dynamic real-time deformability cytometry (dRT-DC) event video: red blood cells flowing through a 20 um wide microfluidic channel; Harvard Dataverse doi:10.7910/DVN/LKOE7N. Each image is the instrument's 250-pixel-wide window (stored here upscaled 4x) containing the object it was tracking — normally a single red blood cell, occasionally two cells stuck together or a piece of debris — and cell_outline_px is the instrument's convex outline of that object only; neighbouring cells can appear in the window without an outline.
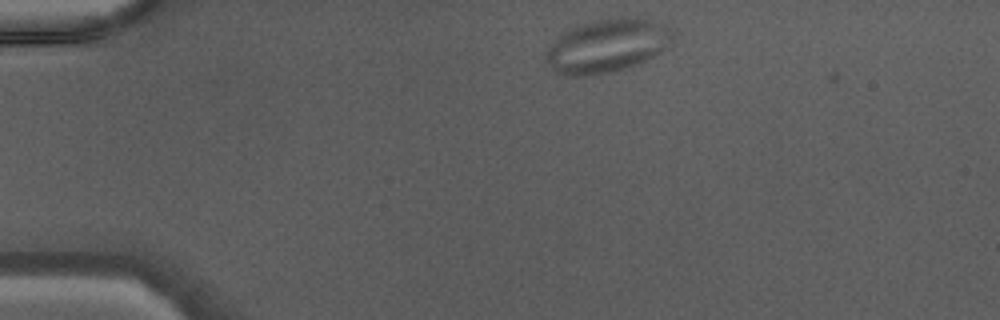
{"species": "Egyptian fruit bat (a non-hibernating species)", "species_latin": "Rousettus aegyptiacus", "temperature_condition": "warm", "stored_images_in_passage": 37, "camera_frame_rate_fps": 3000, "um_per_image_px": 0.085, "animal": {"sex": "male"}, "frame": {"image": 1, "passage_image": 1, "time_ms": 0.0, "image_size_px": [1000, 320], "cell_outline_px": [[676, 32], [672, 44], [668, 48], [636, 64], [612, 72], [580, 76], [568, 76], [556, 72], [552, 68], [544, 56], [544, 52], [556, 36], [568, 28], [576, 24], [592, 20], [624, 16], [636, 16], [660, 20], [668, 24]], "centroid_in_image_um": [51.65, 3.82], "position_along_channel_um": 33.3, "area_um2": 40.69}}
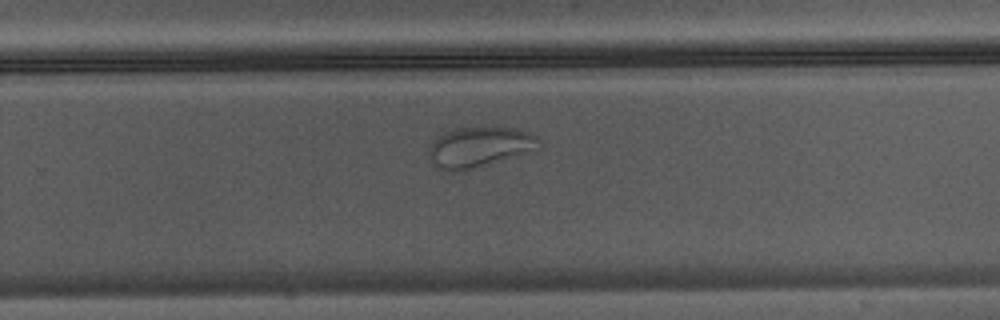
{"frame": {"image": 2, "passage_image": 22, "time_ms": 7.0, "image_size_px": [1000, 320], "cell_outline_px": [[540, 148], [516, 156], [464, 172], [448, 172], [440, 168], [432, 160], [428, 152], [428, 148], [444, 132], [456, 128], [476, 124], [512, 128], [528, 132], [536, 136], [540, 140]], "centroid_in_image_um": [40.77, 12.47], "position_along_channel_um": 289.0, "area_um2": 26.47}}
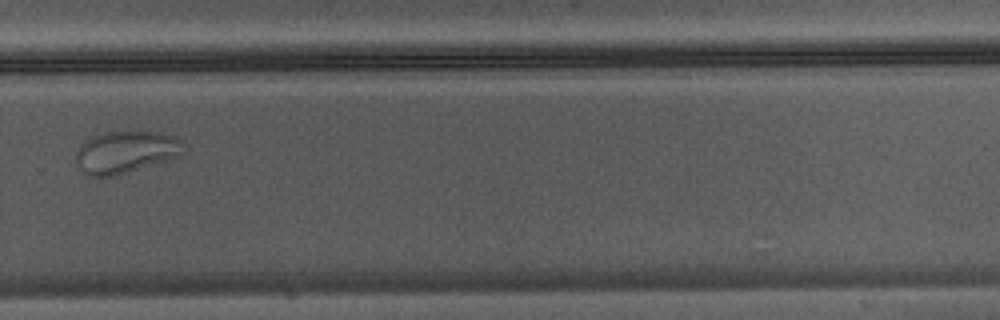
{"frame": {"image": 3, "passage_image": 24, "time_ms": 7.667, "image_size_px": [1000, 320], "cell_outline_px": [[184, 140], [180, 156], [116, 176], [88, 176], [80, 172], [76, 164], [76, 148], [84, 140], [92, 136], [104, 132], [164, 132], [176, 136]], "centroid_in_image_um": [10.65, 12.92], "position_along_channel_um": 319.2, "area_um2": 26.82}}